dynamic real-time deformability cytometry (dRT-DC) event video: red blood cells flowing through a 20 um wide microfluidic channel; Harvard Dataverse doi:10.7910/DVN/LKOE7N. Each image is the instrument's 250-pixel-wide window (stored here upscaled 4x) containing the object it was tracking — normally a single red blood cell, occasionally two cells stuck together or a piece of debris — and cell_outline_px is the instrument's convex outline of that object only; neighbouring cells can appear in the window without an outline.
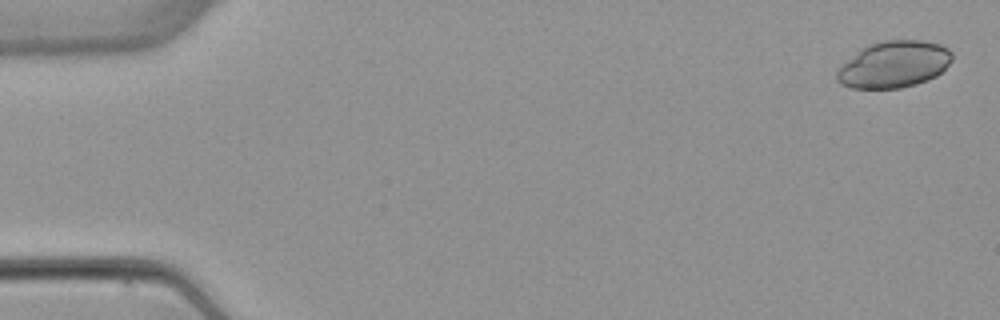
{"species": "common noctule bat (a hibernating species)", "species_latin": "Nyctalus noctula", "temperature_condition": "warm", "stored_images_in_passage": 6, "camera_frame_rate_fps": 3000, "um_per_image_px": 0.085, "animal": {"sex": "female", "body_mass_g": 22.7, "forearm_length_mm": 54.2}, "frame": {"image": 1, "passage_image": 1, "time_ms": 0.0, "image_size_px": [1000, 320], "cell_outline_px": [[952, 60], [936, 76], [928, 80], [916, 84], [900, 88], [852, 88], [840, 84], [836, 80], [836, 72], [848, 60], [868, 44], [884, 40], [924, 40], [940, 44], [948, 48], [952, 52]], "centroid_in_image_um": [76.01, 5.47], "position_along_channel_um": 9.0, "area_um2": 31.15}}
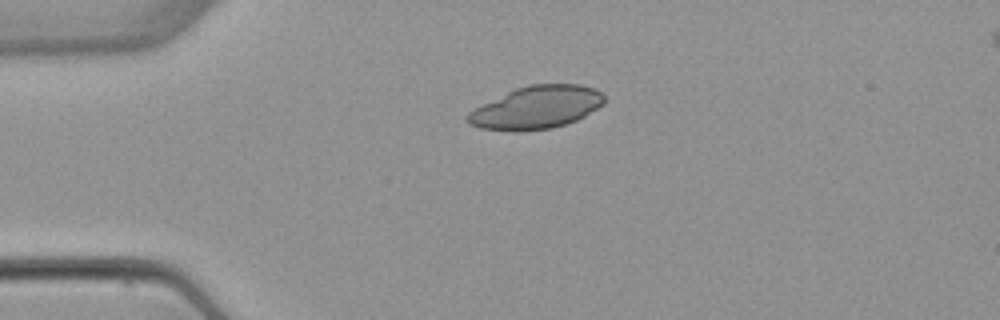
{"frame": {"image": 2, "passage_image": 4, "time_ms": 3.667, "image_size_px": [1000, 320], "cell_outline_px": [[604, 104], [584, 116], [576, 120], [552, 128], [516, 132], [480, 128], [468, 124], [464, 116], [472, 108], [516, 88], [528, 84], [580, 84], [596, 88], [604, 96]], "centroid_in_image_um": [45.55, 9.14], "position_along_channel_um": 39.4, "area_um2": 34.33}}